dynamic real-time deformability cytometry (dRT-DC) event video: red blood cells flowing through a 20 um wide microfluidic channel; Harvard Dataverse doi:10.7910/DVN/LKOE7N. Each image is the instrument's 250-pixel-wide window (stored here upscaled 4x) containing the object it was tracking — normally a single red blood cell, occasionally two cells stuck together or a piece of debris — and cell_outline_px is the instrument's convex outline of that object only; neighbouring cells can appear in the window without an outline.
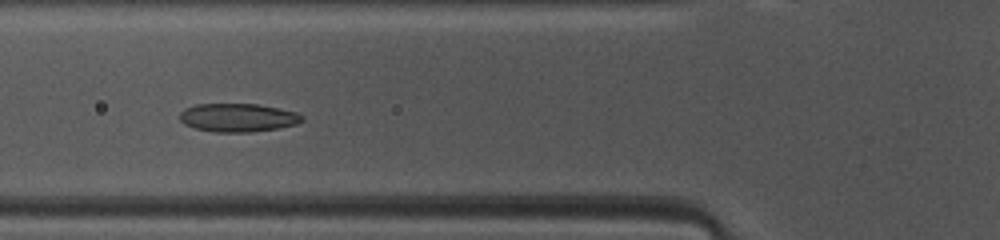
{"species": "common noctule bat (a hibernating species)", "species_latin": "Nyctalus noctula", "temperature_condition": "warm", "stored_images_in_passage": 38, "camera_frame_rate_fps": 3000, "um_per_image_px": 0.085, "animal": {"sex": "female", "body_mass_g": 10.0, "forearm_length_mm": 53.1}, "frame": {"image": 1, "passage_image": 7, "time_ms": 2.0, "image_size_px": [1000, 240], "cell_outline_px": [[304, 120], [296, 124], [280, 128], [252, 132], [216, 132], [196, 128], [184, 124], [180, 120], [180, 112], [184, 108], [196, 104], [256, 104], [296, 112], [304, 116]], "centroid_in_image_um": [20.22, 10.0], "position_along_channel_um": 105.6, "area_um2": 20.23}}
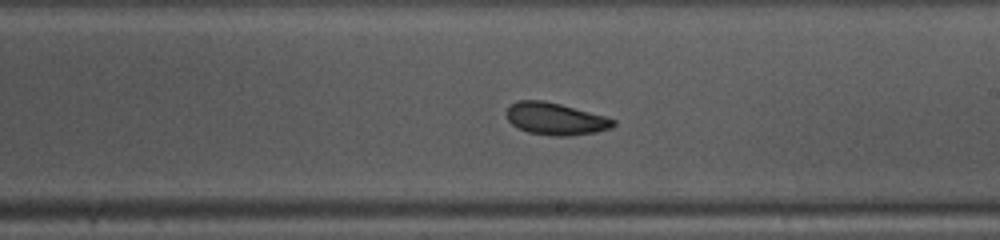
{"frame": {"image": 2, "passage_image": 17, "time_ms": 5.333, "image_size_px": [1000, 240], "cell_outline_px": [[616, 124], [612, 128], [596, 132], [568, 136], [552, 136], [528, 132], [512, 124], [508, 120], [504, 112], [512, 104], [520, 100], [544, 100], [560, 104], [604, 116], [616, 120]], "centroid_in_image_um": [47.21, 10.1], "position_along_channel_um": 241.8, "area_um2": 19.94}}
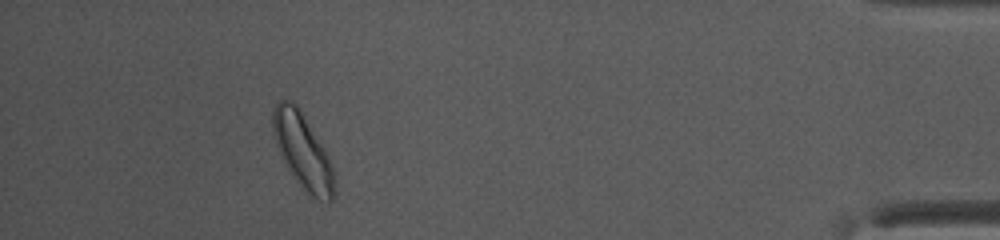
{"frame": {"image": 3, "passage_image": 34, "time_ms": 11.0, "image_size_px": [1000, 240], "cell_outline_px": [[336, 192], [332, 200], [320, 200], [312, 196], [304, 188], [288, 168], [276, 144], [272, 132], [272, 112], [276, 104], [280, 100], [292, 100], [300, 108], [324, 148], [328, 156], [332, 168]], "centroid_in_image_um": [25.73, 12.79], "position_along_channel_um": 409.5, "area_um2": 26.41}, "authors_computed_cell_mechanics": {"area_um2": 20.4323, "velocity_mm_per_s": 4.077, "shape_relaxation_time_tau1_ms": 2.7004, "shape_relaxation_time_tau2_ms": 2.1248, "deformation_change_tau1": 0.0872, "deformation_change_tau2": 0.0793}}